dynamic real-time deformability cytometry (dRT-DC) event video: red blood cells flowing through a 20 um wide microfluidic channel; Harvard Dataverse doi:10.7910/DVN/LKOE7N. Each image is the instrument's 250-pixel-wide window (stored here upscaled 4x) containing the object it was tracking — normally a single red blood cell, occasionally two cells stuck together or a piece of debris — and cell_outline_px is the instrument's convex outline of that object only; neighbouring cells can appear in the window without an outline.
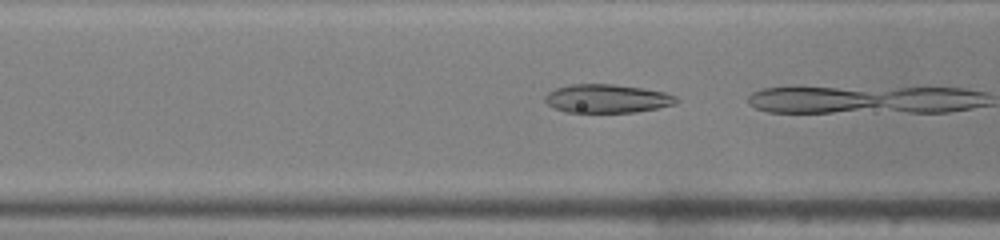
{"species": "common noctule bat (a hibernating species)", "species_latin": "Nyctalus noctula", "temperature_condition": "warm", "stored_images_in_passage": 7, "camera_frame_rate_fps": 3000, "um_per_image_px": 0.085, "animal": {"sex": "male", "body_mass_g": 19.0, "forearm_length_mm": 50.8}, "frame": {"image": 1, "passage_image": 3, "time_ms": 0.667, "image_size_px": [1000, 240], "cell_outline_px": [[680, 100], [676, 104], [636, 112], [564, 112], [548, 104], [544, 100], [544, 96], [548, 92], [556, 88], [572, 84], [612, 84], [644, 88], [664, 92], [676, 96]], "centroid_in_image_um": [51.61, 8.38], "position_along_channel_um": 115.0, "area_um2": 21.85}}